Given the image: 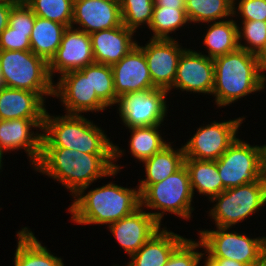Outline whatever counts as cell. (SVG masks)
<instances>
[{"label":"cell","mask_w":266,"mask_h":266,"mask_svg":"<svg viewBox=\"0 0 266 266\" xmlns=\"http://www.w3.org/2000/svg\"><path fill=\"white\" fill-rule=\"evenodd\" d=\"M91 34L122 25L119 0H73L71 26Z\"/></svg>","instance_id":"17"},{"label":"cell","mask_w":266,"mask_h":266,"mask_svg":"<svg viewBox=\"0 0 266 266\" xmlns=\"http://www.w3.org/2000/svg\"><path fill=\"white\" fill-rule=\"evenodd\" d=\"M208 27L203 39V44L208 51L207 57L215 59L239 48V26L235 20L229 18V20L212 22Z\"/></svg>","instance_id":"27"},{"label":"cell","mask_w":266,"mask_h":266,"mask_svg":"<svg viewBox=\"0 0 266 266\" xmlns=\"http://www.w3.org/2000/svg\"><path fill=\"white\" fill-rule=\"evenodd\" d=\"M159 127L161 125L127 128L131 132L130 153L140 162L149 159L170 143L162 138Z\"/></svg>","instance_id":"29"},{"label":"cell","mask_w":266,"mask_h":266,"mask_svg":"<svg viewBox=\"0 0 266 266\" xmlns=\"http://www.w3.org/2000/svg\"><path fill=\"white\" fill-rule=\"evenodd\" d=\"M193 192L185 164L166 179L149 185L141 194V207L155 209L149 212L160 224L167 212L183 219H190L194 211ZM160 210V211H159Z\"/></svg>","instance_id":"6"},{"label":"cell","mask_w":266,"mask_h":266,"mask_svg":"<svg viewBox=\"0 0 266 266\" xmlns=\"http://www.w3.org/2000/svg\"><path fill=\"white\" fill-rule=\"evenodd\" d=\"M121 166L114 164V154H89L64 147H42L34 170L59 181L70 195L86 190L94 181L115 176Z\"/></svg>","instance_id":"1"},{"label":"cell","mask_w":266,"mask_h":266,"mask_svg":"<svg viewBox=\"0 0 266 266\" xmlns=\"http://www.w3.org/2000/svg\"><path fill=\"white\" fill-rule=\"evenodd\" d=\"M53 96L60 98L66 114L103 112L108 107L92 89L90 65L59 76L57 84H54Z\"/></svg>","instance_id":"12"},{"label":"cell","mask_w":266,"mask_h":266,"mask_svg":"<svg viewBox=\"0 0 266 266\" xmlns=\"http://www.w3.org/2000/svg\"><path fill=\"white\" fill-rule=\"evenodd\" d=\"M197 248H203L201 241L185 239L172 253L164 266H198L204 253Z\"/></svg>","instance_id":"35"},{"label":"cell","mask_w":266,"mask_h":266,"mask_svg":"<svg viewBox=\"0 0 266 266\" xmlns=\"http://www.w3.org/2000/svg\"><path fill=\"white\" fill-rule=\"evenodd\" d=\"M92 63L94 56L90 34L70 26L65 29L60 46L48 62V71L53 80L55 73L61 76Z\"/></svg>","instance_id":"14"},{"label":"cell","mask_w":266,"mask_h":266,"mask_svg":"<svg viewBox=\"0 0 266 266\" xmlns=\"http://www.w3.org/2000/svg\"><path fill=\"white\" fill-rule=\"evenodd\" d=\"M162 229V230H161ZM186 238L160 228L137 252L130 256L126 266H164L173 251Z\"/></svg>","instance_id":"22"},{"label":"cell","mask_w":266,"mask_h":266,"mask_svg":"<svg viewBox=\"0 0 266 266\" xmlns=\"http://www.w3.org/2000/svg\"><path fill=\"white\" fill-rule=\"evenodd\" d=\"M214 86L213 59L192 49H185L178 61L172 88L181 91L212 94Z\"/></svg>","instance_id":"16"},{"label":"cell","mask_w":266,"mask_h":266,"mask_svg":"<svg viewBox=\"0 0 266 266\" xmlns=\"http://www.w3.org/2000/svg\"><path fill=\"white\" fill-rule=\"evenodd\" d=\"M184 4L188 1V0H181Z\"/></svg>","instance_id":"47"},{"label":"cell","mask_w":266,"mask_h":266,"mask_svg":"<svg viewBox=\"0 0 266 266\" xmlns=\"http://www.w3.org/2000/svg\"><path fill=\"white\" fill-rule=\"evenodd\" d=\"M189 22L185 8L170 6H154L149 29L153 35L151 39H173L169 35Z\"/></svg>","instance_id":"30"},{"label":"cell","mask_w":266,"mask_h":266,"mask_svg":"<svg viewBox=\"0 0 266 266\" xmlns=\"http://www.w3.org/2000/svg\"><path fill=\"white\" fill-rule=\"evenodd\" d=\"M0 73L4 87L36 92L44 100L54 95L48 62L31 50H0Z\"/></svg>","instance_id":"5"},{"label":"cell","mask_w":266,"mask_h":266,"mask_svg":"<svg viewBox=\"0 0 266 266\" xmlns=\"http://www.w3.org/2000/svg\"><path fill=\"white\" fill-rule=\"evenodd\" d=\"M43 122L44 119H0V151L4 154L23 148L34 169L42 152ZM32 128H39L41 132L34 133Z\"/></svg>","instance_id":"15"},{"label":"cell","mask_w":266,"mask_h":266,"mask_svg":"<svg viewBox=\"0 0 266 266\" xmlns=\"http://www.w3.org/2000/svg\"><path fill=\"white\" fill-rule=\"evenodd\" d=\"M237 1L233 0V17L240 14L242 21H266V0H239L235 7Z\"/></svg>","instance_id":"37"},{"label":"cell","mask_w":266,"mask_h":266,"mask_svg":"<svg viewBox=\"0 0 266 266\" xmlns=\"http://www.w3.org/2000/svg\"><path fill=\"white\" fill-rule=\"evenodd\" d=\"M66 28L63 24L36 16L30 35V50L49 62L60 46Z\"/></svg>","instance_id":"26"},{"label":"cell","mask_w":266,"mask_h":266,"mask_svg":"<svg viewBox=\"0 0 266 266\" xmlns=\"http://www.w3.org/2000/svg\"><path fill=\"white\" fill-rule=\"evenodd\" d=\"M14 266H64L63 260L49 252L27 227L17 232Z\"/></svg>","instance_id":"23"},{"label":"cell","mask_w":266,"mask_h":266,"mask_svg":"<svg viewBox=\"0 0 266 266\" xmlns=\"http://www.w3.org/2000/svg\"><path fill=\"white\" fill-rule=\"evenodd\" d=\"M184 164L189 173L193 195L197 189L196 192L210 200L225 190L216 161L184 158Z\"/></svg>","instance_id":"25"},{"label":"cell","mask_w":266,"mask_h":266,"mask_svg":"<svg viewBox=\"0 0 266 266\" xmlns=\"http://www.w3.org/2000/svg\"><path fill=\"white\" fill-rule=\"evenodd\" d=\"M3 87H4V84H3L1 73H0V89H2Z\"/></svg>","instance_id":"45"},{"label":"cell","mask_w":266,"mask_h":266,"mask_svg":"<svg viewBox=\"0 0 266 266\" xmlns=\"http://www.w3.org/2000/svg\"><path fill=\"white\" fill-rule=\"evenodd\" d=\"M200 230L199 240L209 259H229L248 266H260L266 259V237L250 238L230 232L228 227Z\"/></svg>","instance_id":"7"},{"label":"cell","mask_w":266,"mask_h":266,"mask_svg":"<svg viewBox=\"0 0 266 266\" xmlns=\"http://www.w3.org/2000/svg\"><path fill=\"white\" fill-rule=\"evenodd\" d=\"M264 176L266 177V145H263Z\"/></svg>","instance_id":"43"},{"label":"cell","mask_w":266,"mask_h":266,"mask_svg":"<svg viewBox=\"0 0 266 266\" xmlns=\"http://www.w3.org/2000/svg\"><path fill=\"white\" fill-rule=\"evenodd\" d=\"M185 10L190 23L211 24L233 18V0H188Z\"/></svg>","instance_id":"28"},{"label":"cell","mask_w":266,"mask_h":266,"mask_svg":"<svg viewBox=\"0 0 266 266\" xmlns=\"http://www.w3.org/2000/svg\"><path fill=\"white\" fill-rule=\"evenodd\" d=\"M111 67L117 97L130 92L154 89L146 57L137 45Z\"/></svg>","instance_id":"19"},{"label":"cell","mask_w":266,"mask_h":266,"mask_svg":"<svg viewBox=\"0 0 266 266\" xmlns=\"http://www.w3.org/2000/svg\"><path fill=\"white\" fill-rule=\"evenodd\" d=\"M204 261V266H248L229 259H209L207 257Z\"/></svg>","instance_id":"40"},{"label":"cell","mask_w":266,"mask_h":266,"mask_svg":"<svg viewBox=\"0 0 266 266\" xmlns=\"http://www.w3.org/2000/svg\"><path fill=\"white\" fill-rule=\"evenodd\" d=\"M134 33L123 24L91 33L94 62L109 66L118 63L137 45Z\"/></svg>","instance_id":"20"},{"label":"cell","mask_w":266,"mask_h":266,"mask_svg":"<svg viewBox=\"0 0 266 266\" xmlns=\"http://www.w3.org/2000/svg\"><path fill=\"white\" fill-rule=\"evenodd\" d=\"M143 209L144 207H139L132 214L107 227L129 257L161 228L154 217Z\"/></svg>","instance_id":"18"},{"label":"cell","mask_w":266,"mask_h":266,"mask_svg":"<svg viewBox=\"0 0 266 266\" xmlns=\"http://www.w3.org/2000/svg\"><path fill=\"white\" fill-rule=\"evenodd\" d=\"M225 189L258 182L264 177L263 146L237 138L216 160Z\"/></svg>","instance_id":"9"},{"label":"cell","mask_w":266,"mask_h":266,"mask_svg":"<svg viewBox=\"0 0 266 266\" xmlns=\"http://www.w3.org/2000/svg\"><path fill=\"white\" fill-rule=\"evenodd\" d=\"M35 17L31 7L24 0H18L12 6L8 25L15 31L32 32Z\"/></svg>","instance_id":"36"},{"label":"cell","mask_w":266,"mask_h":266,"mask_svg":"<svg viewBox=\"0 0 266 266\" xmlns=\"http://www.w3.org/2000/svg\"><path fill=\"white\" fill-rule=\"evenodd\" d=\"M90 84L97 96L108 106L117 103L118 97L114 90L112 67L102 63L90 64Z\"/></svg>","instance_id":"33"},{"label":"cell","mask_w":266,"mask_h":266,"mask_svg":"<svg viewBox=\"0 0 266 266\" xmlns=\"http://www.w3.org/2000/svg\"><path fill=\"white\" fill-rule=\"evenodd\" d=\"M154 6H170L175 8H185V4L181 0H155Z\"/></svg>","instance_id":"41"},{"label":"cell","mask_w":266,"mask_h":266,"mask_svg":"<svg viewBox=\"0 0 266 266\" xmlns=\"http://www.w3.org/2000/svg\"><path fill=\"white\" fill-rule=\"evenodd\" d=\"M33 13L41 18L70 27L73 19V0H24Z\"/></svg>","instance_id":"31"},{"label":"cell","mask_w":266,"mask_h":266,"mask_svg":"<svg viewBox=\"0 0 266 266\" xmlns=\"http://www.w3.org/2000/svg\"><path fill=\"white\" fill-rule=\"evenodd\" d=\"M168 91L154 88L118 97V113L127 128L161 125L167 117Z\"/></svg>","instance_id":"10"},{"label":"cell","mask_w":266,"mask_h":266,"mask_svg":"<svg viewBox=\"0 0 266 266\" xmlns=\"http://www.w3.org/2000/svg\"><path fill=\"white\" fill-rule=\"evenodd\" d=\"M18 0H0V34L8 26L12 6Z\"/></svg>","instance_id":"39"},{"label":"cell","mask_w":266,"mask_h":266,"mask_svg":"<svg viewBox=\"0 0 266 266\" xmlns=\"http://www.w3.org/2000/svg\"><path fill=\"white\" fill-rule=\"evenodd\" d=\"M68 211L71 221L79 225L101 224L108 226L132 214L141 207L138 186L127 188L110 182L91 189L88 193L80 190Z\"/></svg>","instance_id":"2"},{"label":"cell","mask_w":266,"mask_h":266,"mask_svg":"<svg viewBox=\"0 0 266 266\" xmlns=\"http://www.w3.org/2000/svg\"><path fill=\"white\" fill-rule=\"evenodd\" d=\"M122 24L128 29L137 31V28L150 25L155 0H119Z\"/></svg>","instance_id":"32"},{"label":"cell","mask_w":266,"mask_h":266,"mask_svg":"<svg viewBox=\"0 0 266 266\" xmlns=\"http://www.w3.org/2000/svg\"><path fill=\"white\" fill-rule=\"evenodd\" d=\"M2 158H3V153L0 151V170H2V168H1L2 167V163H3L2 162V160H3Z\"/></svg>","instance_id":"44"},{"label":"cell","mask_w":266,"mask_h":266,"mask_svg":"<svg viewBox=\"0 0 266 266\" xmlns=\"http://www.w3.org/2000/svg\"><path fill=\"white\" fill-rule=\"evenodd\" d=\"M209 201L216 202L209 211L215 226L232 228L266 204V177L258 182L227 188Z\"/></svg>","instance_id":"8"},{"label":"cell","mask_w":266,"mask_h":266,"mask_svg":"<svg viewBox=\"0 0 266 266\" xmlns=\"http://www.w3.org/2000/svg\"><path fill=\"white\" fill-rule=\"evenodd\" d=\"M45 102L36 92L3 87L0 89V119H44Z\"/></svg>","instance_id":"21"},{"label":"cell","mask_w":266,"mask_h":266,"mask_svg":"<svg viewBox=\"0 0 266 266\" xmlns=\"http://www.w3.org/2000/svg\"><path fill=\"white\" fill-rule=\"evenodd\" d=\"M42 147H64L89 154H114V162L124 154L119 146L84 115L51 116L47 111L42 128Z\"/></svg>","instance_id":"3"},{"label":"cell","mask_w":266,"mask_h":266,"mask_svg":"<svg viewBox=\"0 0 266 266\" xmlns=\"http://www.w3.org/2000/svg\"><path fill=\"white\" fill-rule=\"evenodd\" d=\"M245 117L223 122H210L200 126L196 133L183 145L185 158L199 160H218L238 138V129Z\"/></svg>","instance_id":"11"},{"label":"cell","mask_w":266,"mask_h":266,"mask_svg":"<svg viewBox=\"0 0 266 266\" xmlns=\"http://www.w3.org/2000/svg\"><path fill=\"white\" fill-rule=\"evenodd\" d=\"M145 46H137L144 52L154 88L170 92L176 77L179 58L186 48L173 39H151Z\"/></svg>","instance_id":"13"},{"label":"cell","mask_w":266,"mask_h":266,"mask_svg":"<svg viewBox=\"0 0 266 266\" xmlns=\"http://www.w3.org/2000/svg\"><path fill=\"white\" fill-rule=\"evenodd\" d=\"M213 61L214 86L211 95H214L217 107L229 106L266 87V75L261 71L255 54L238 48Z\"/></svg>","instance_id":"4"},{"label":"cell","mask_w":266,"mask_h":266,"mask_svg":"<svg viewBox=\"0 0 266 266\" xmlns=\"http://www.w3.org/2000/svg\"><path fill=\"white\" fill-rule=\"evenodd\" d=\"M260 266H266V259Z\"/></svg>","instance_id":"46"},{"label":"cell","mask_w":266,"mask_h":266,"mask_svg":"<svg viewBox=\"0 0 266 266\" xmlns=\"http://www.w3.org/2000/svg\"><path fill=\"white\" fill-rule=\"evenodd\" d=\"M257 61L259 63L260 69L263 73L266 71V41L263 48L256 55Z\"/></svg>","instance_id":"42"},{"label":"cell","mask_w":266,"mask_h":266,"mask_svg":"<svg viewBox=\"0 0 266 266\" xmlns=\"http://www.w3.org/2000/svg\"><path fill=\"white\" fill-rule=\"evenodd\" d=\"M31 32L15 31L9 25L0 34V50H30Z\"/></svg>","instance_id":"38"},{"label":"cell","mask_w":266,"mask_h":266,"mask_svg":"<svg viewBox=\"0 0 266 266\" xmlns=\"http://www.w3.org/2000/svg\"><path fill=\"white\" fill-rule=\"evenodd\" d=\"M241 23L242 27H238L239 48L257 55L266 41V21H242ZM242 39L245 40V44H241Z\"/></svg>","instance_id":"34"},{"label":"cell","mask_w":266,"mask_h":266,"mask_svg":"<svg viewBox=\"0 0 266 266\" xmlns=\"http://www.w3.org/2000/svg\"><path fill=\"white\" fill-rule=\"evenodd\" d=\"M184 158L183 147L175 150L170 142L161 151L143 161L146 178L138 180L140 194L149 185L160 182L177 171L184 164Z\"/></svg>","instance_id":"24"}]
</instances>
